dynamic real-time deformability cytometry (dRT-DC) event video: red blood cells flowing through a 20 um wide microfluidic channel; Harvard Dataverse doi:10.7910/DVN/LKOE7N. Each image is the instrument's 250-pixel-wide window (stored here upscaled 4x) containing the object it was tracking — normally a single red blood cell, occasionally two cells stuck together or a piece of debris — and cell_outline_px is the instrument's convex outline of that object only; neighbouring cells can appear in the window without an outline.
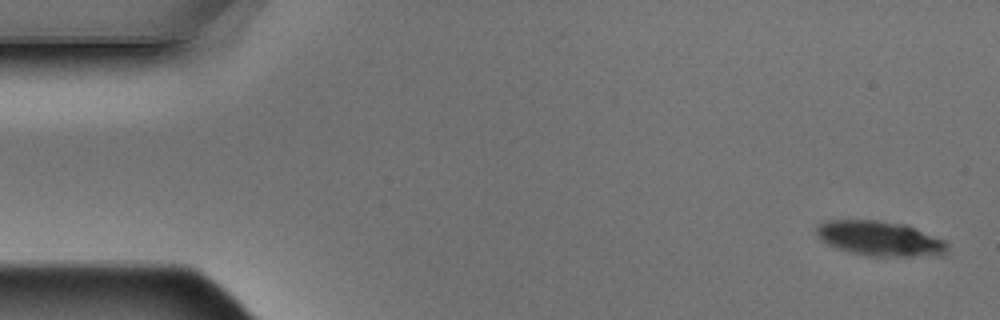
{"species": "Egyptian fruit bat (a non-hibernating species)", "species_latin": "Rousettus aegyptiacus", "temperature_condition": "warm", "stored_images_in_passage": 6, "camera_frame_rate_fps": 3000, "um_per_image_px": 0.085, "animal": {"sex": "male"}, "frame": {"image": 1, "passage_image": 1, "time_ms": 0.0, "image_size_px": [1000, 320], "cell_outline_px": [[948, 244], [944, 256], [868, 256], [848, 252], [836, 248], [828, 244], [816, 236], [816, 228], [824, 220], [876, 220], [908, 224], [944, 240]], "centroid_in_image_um": [74.81, 20.27], "position_along_channel_um": 10.2, "area_um2": 26.93}}
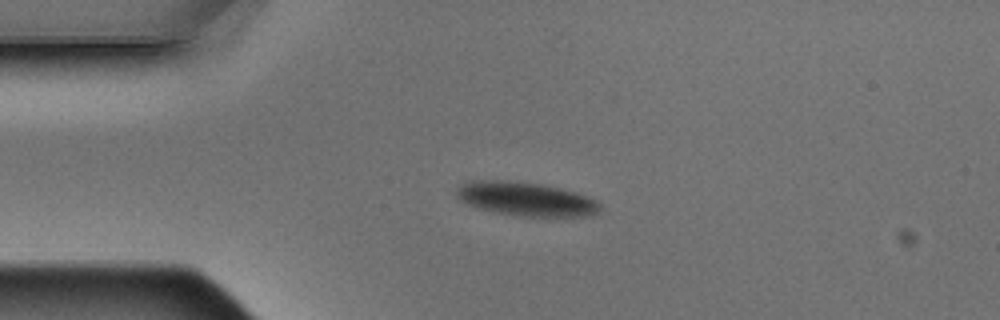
{"frame": {"image": 2, "passage_image": 4, "time_ms": 1.0, "image_size_px": [1000, 320], "cell_outline_px": [[600, 212], [592, 216], [520, 216], [496, 212], [480, 208], [456, 200], [456, 188], [464, 180], [508, 180], [544, 184], [576, 192], [600, 200]], "centroid_in_image_um": [44.69, 16.9], "position_along_channel_um": 40.3, "area_um2": 28.84}}
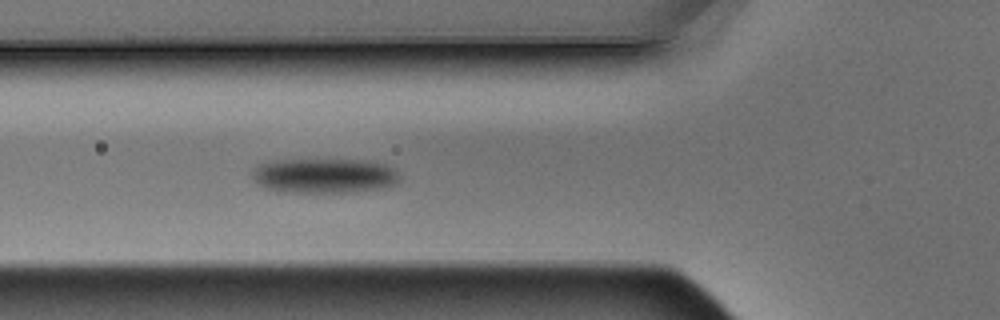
{"frame": {"image": 3, "passage_image": 6, "time_ms": 1.667, "image_size_px": [1000, 320], "cell_outline_px": [[400, 180], [396, 184], [380, 188], [352, 192], [292, 192], [268, 188], [256, 184], [252, 180], [252, 168], [256, 164], [268, 160], [308, 156], [316, 156], [372, 160], [384, 164], [392, 168], [400, 176]], "centroid_in_image_um": [27.49, 14.85], "position_along_channel_um": 98.3, "area_um2": 31.73}}